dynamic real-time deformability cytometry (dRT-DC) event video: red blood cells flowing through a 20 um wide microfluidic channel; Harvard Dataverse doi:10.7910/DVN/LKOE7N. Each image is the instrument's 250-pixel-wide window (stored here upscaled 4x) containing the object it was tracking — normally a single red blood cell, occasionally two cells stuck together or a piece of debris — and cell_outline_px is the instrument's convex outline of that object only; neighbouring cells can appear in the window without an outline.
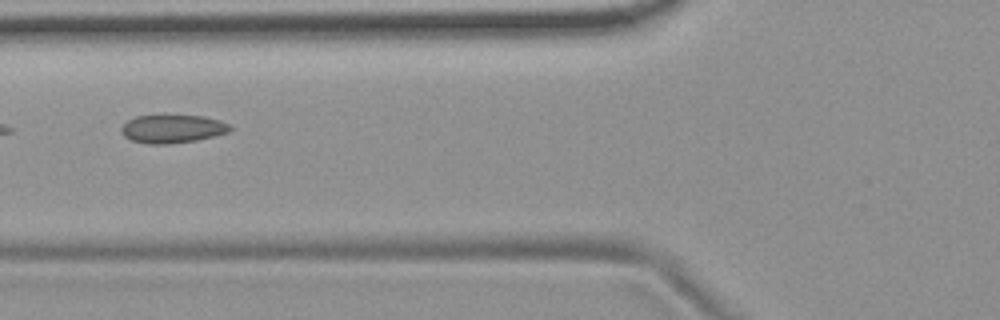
{"species": "common noctule bat (a hibernating species)", "species_latin": "Nyctalus noctula", "temperature_condition": "room temperature", "stored_images_in_passage": 4, "camera_frame_rate_fps": 3000, "um_per_image_px": 0.085, "animal": {"sex": "female", "body_mass_g": 19.9}, "frame": {"image": 1, "passage_image": 3, "time_ms": 2.333, "image_size_px": [1000, 320], "cell_outline_px": [[232, 128], [228, 132], [196, 140], [164, 144], [148, 144], [132, 140], [124, 136], [120, 132], [120, 128], [128, 120], [136, 116], [204, 116], [220, 120], [228, 124]], "centroid_in_image_um": [14.63, 10.95], "position_along_channel_um": 111.2, "area_um2": 17.63}}
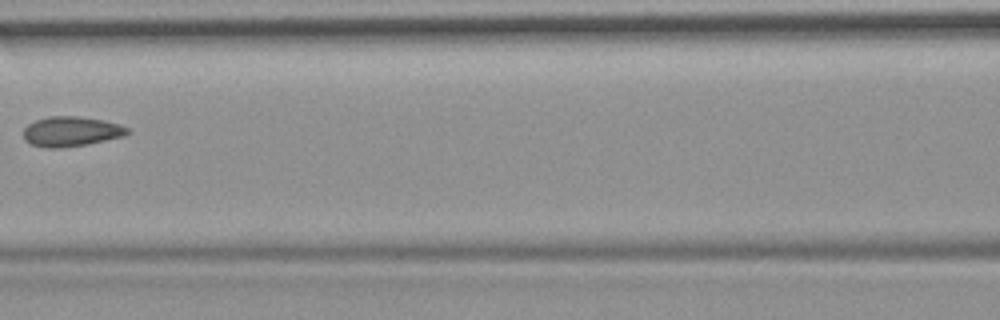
{"frame": {"image": 2, "passage_image": 4, "time_ms": 3.667, "image_size_px": [1000, 320], "cell_outline_px": [[132, 132], [124, 136], [88, 144], [60, 148], [48, 148], [32, 144], [24, 140], [24, 128], [28, 124], [36, 120], [48, 116], [76, 116], [104, 120], [120, 124], [128, 128]], "centroid_in_image_um": [6.07, 11.17], "position_along_channel_um": 160.5, "area_um2": 18.21}}